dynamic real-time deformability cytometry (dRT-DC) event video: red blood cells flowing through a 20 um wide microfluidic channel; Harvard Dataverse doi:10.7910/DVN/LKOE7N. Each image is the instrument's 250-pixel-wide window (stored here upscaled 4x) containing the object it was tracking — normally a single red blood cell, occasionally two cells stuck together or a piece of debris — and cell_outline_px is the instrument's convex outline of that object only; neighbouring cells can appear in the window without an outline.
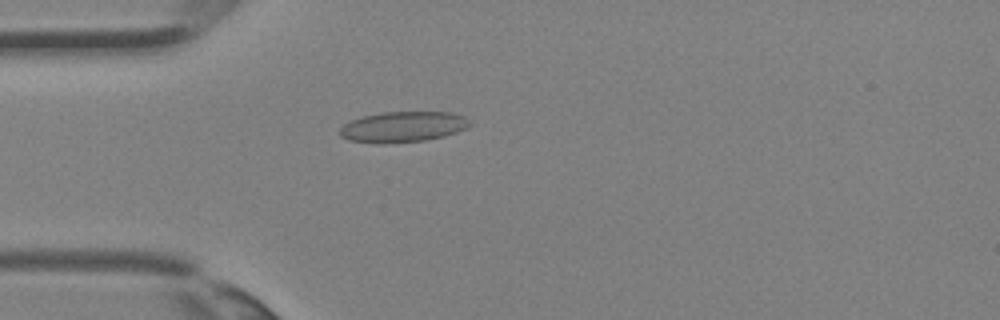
{"species": "Egyptian fruit bat (a non-hibernating species)", "species_latin": "Rousettus aegyptiacus", "temperature_condition": "room temperature", "stored_images_in_passage": 36, "camera_frame_rate_fps": 3000, "um_per_image_px": 0.085, "animal": {"sex": "female"}, "frame": {"image": 1, "passage_image": 10, "time_ms": 3.0, "image_size_px": [1000, 320], "cell_outline_px": [[472, 124], [468, 128], [444, 136], [424, 140], [384, 144], [376, 144], [348, 140], [340, 136], [340, 128], [344, 124], [352, 120], [364, 116], [384, 112], [452, 112], [464, 116]], "centroid_in_image_um": [34.25, 10.79], "position_along_channel_um": 50.7, "area_um2": 23.29}}
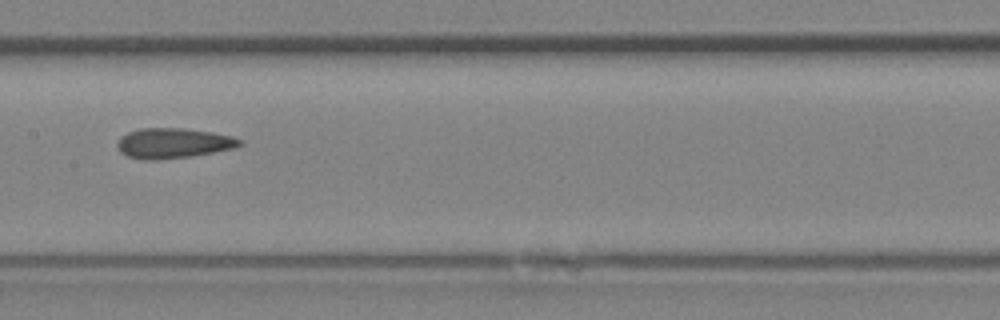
{"frame": {"image": 2, "passage_image": 18, "time_ms": 5.667, "image_size_px": [1000, 320], "cell_outline_px": [[244, 144], [236, 148], [192, 156], [156, 160], [144, 160], [128, 156], [120, 152], [116, 144], [120, 136], [128, 132], [140, 128], [184, 128], [212, 132], [232, 136], [240, 140]], "centroid_in_image_um": [14.72, 12.17], "position_along_channel_um": 192.7, "area_um2": 21.68}}
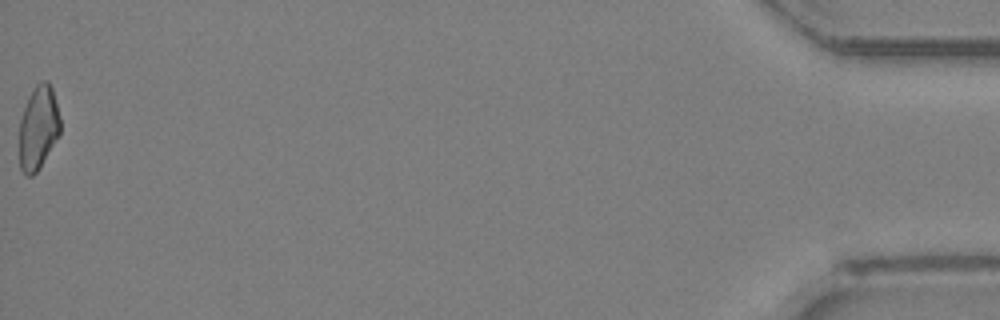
{"frame": {"image": 3, "passage_image": 36, "time_ms": 11.667, "image_size_px": [1000, 320], "cell_outline_px": [[60, 132], [40, 168], [32, 176], [24, 176], [20, 168], [20, 120], [28, 96], [32, 88], [36, 84], [44, 80], [48, 80], [52, 88], [60, 116]], "centroid_in_image_um": [3.25, 10.85], "position_along_channel_um": 431.9, "area_um2": 20.0}}